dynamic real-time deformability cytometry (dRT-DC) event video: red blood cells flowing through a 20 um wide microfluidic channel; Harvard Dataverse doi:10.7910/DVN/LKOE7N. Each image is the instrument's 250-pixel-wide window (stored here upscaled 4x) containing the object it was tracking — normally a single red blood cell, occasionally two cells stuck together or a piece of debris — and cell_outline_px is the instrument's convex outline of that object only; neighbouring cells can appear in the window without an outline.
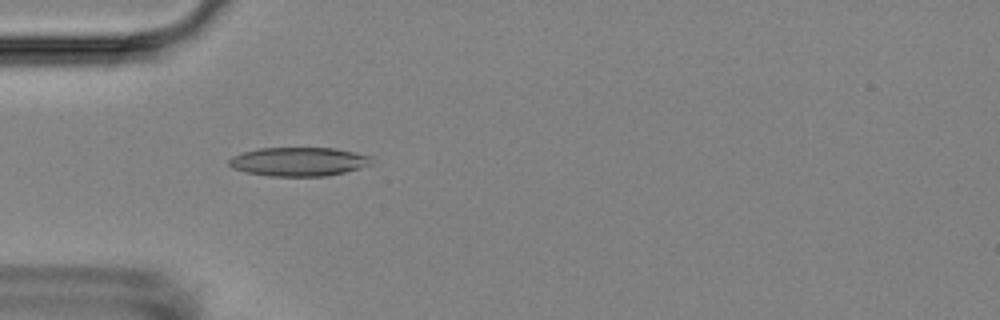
{"species": "Egyptian fruit bat (a non-hibernating species)", "species_latin": "Rousettus aegyptiacus", "temperature_condition": "room temperature", "stored_images_in_passage": 37, "camera_frame_rate_fps": 3000, "um_per_image_px": 0.085, "animal": {"sex": "female"}, "frame": {"image": 1, "passage_image": 3, "time_ms": 0.667, "image_size_px": [1000, 320], "cell_outline_px": [[372, 164], [360, 168], [328, 176], [268, 176], [248, 172], [232, 168], [228, 164], [228, 160], [232, 156], [240, 152], [256, 148], [336, 148], [372, 156]], "centroid_in_image_um": [25.38, 13.73], "position_along_channel_um": 59.6, "area_um2": 24.16}}
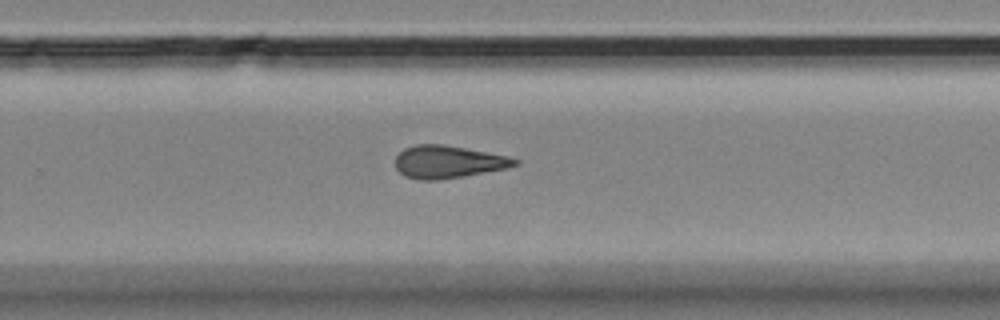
{"frame": {"image": 2, "passage_image": 22, "time_ms": 7.0, "image_size_px": [1000, 320], "cell_outline_px": [[520, 164], [508, 168], [464, 176], [436, 180], [420, 180], [404, 176], [396, 168], [396, 156], [404, 148], [416, 144], [444, 144], [508, 156], [520, 160]], "centroid_in_image_um": [38.1, 13.76], "position_along_channel_um": 291.7, "area_um2": 22.77}}
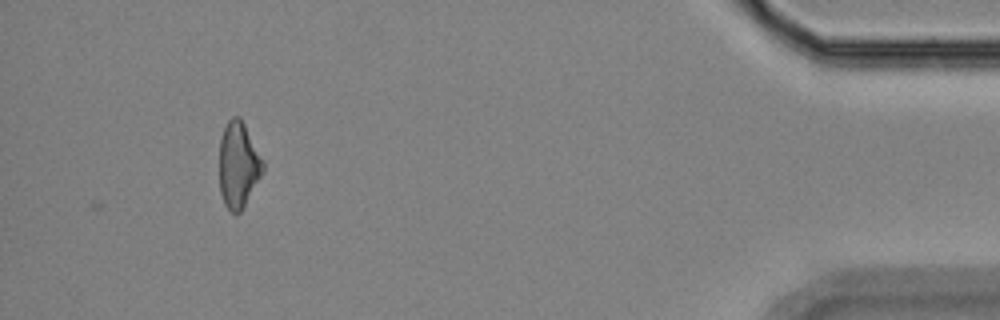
{"frame": {"image": 3, "passage_image": 37, "time_ms": 12.0, "image_size_px": [1000, 320], "cell_outline_px": [[264, 172], [240, 212], [236, 216], [224, 204], [220, 192], [220, 140], [224, 128], [228, 120], [232, 116], [240, 116], [264, 160]], "centroid_in_image_um": [20.28, 14.01], "position_along_channel_um": 414.9, "area_um2": 21.91}, "authors_computed_cell_mechanics": {"area_um2": 22.6576, "velocity_mm_per_s": 3.6992, "shape_relaxation_time_tau1_ms": null, "shape_relaxation_time_tau2_ms": 6.1405, "deformation_change_tau1": null, "deformation_change_tau2": 0.1823}}